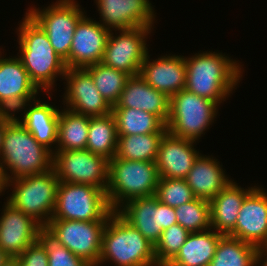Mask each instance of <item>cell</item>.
<instances>
[{
  "label": "cell",
  "mask_w": 267,
  "mask_h": 266,
  "mask_svg": "<svg viewBox=\"0 0 267 266\" xmlns=\"http://www.w3.org/2000/svg\"><path fill=\"white\" fill-rule=\"evenodd\" d=\"M229 56L219 51L208 50L194 53L190 57L184 56L185 89L200 97L210 99L220 106L233 95L245 70L240 60L236 61Z\"/></svg>",
  "instance_id": "cell-1"
},
{
  "label": "cell",
  "mask_w": 267,
  "mask_h": 266,
  "mask_svg": "<svg viewBox=\"0 0 267 266\" xmlns=\"http://www.w3.org/2000/svg\"><path fill=\"white\" fill-rule=\"evenodd\" d=\"M16 28L19 53L29 78L40 92L51 94L58 78L63 80L66 73L64 60L55 52L47 34L26 12ZM51 93V94H50Z\"/></svg>",
  "instance_id": "cell-2"
},
{
  "label": "cell",
  "mask_w": 267,
  "mask_h": 266,
  "mask_svg": "<svg viewBox=\"0 0 267 266\" xmlns=\"http://www.w3.org/2000/svg\"><path fill=\"white\" fill-rule=\"evenodd\" d=\"M53 153L38 143L15 117L4 131L0 172L4 183L52 169Z\"/></svg>",
  "instance_id": "cell-3"
},
{
  "label": "cell",
  "mask_w": 267,
  "mask_h": 266,
  "mask_svg": "<svg viewBox=\"0 0 267 266\" xmlns=\"http://www.w3.org/2000/svg\"><path fill=\"white\" fill-rule=\"evenodd\" d=\"M107 262L114 266H159L154 245L117 211L111 212L102 235L98 266Z\"/></svg>",
  "instance_id": "cell-4"
},
{
  "label": "cell",
  "mask_w": 267,
  "mask_h": 266,
  "mask_svg": "<svg viewBox=\"0 0 267 266\" xmlns=\"http://www.w3.org/2000/svg\"><path fill=\"white\" fill-rule=\"evenodd\" d=\"M159 181L155 161L109 160L106 196L112 211L134 198L155 196Z\"/></svg>",
  "instance_id": "cell-5"
},
{
  "label": "cell",
  "mask_w": 267,
  "mask_h": 266,
  "mask_svg": "<svg viewBox=\"0 0 267 266\" xmlns=\"http://www.w3.org/2000/svg\"><path fill=\"white\" fill-rule=\"evenodd\" d=\"M59 182L53 168L6 181L5 192L12 187L6 201L42 226L47 225L55 210Z\"/></svg>",
  "instance_id": "cell-6"
},
{
  "label": "cell",
  "mask_w": 267,
  "mask_h": 266,
  "mask_svg": "<svg viewBox=\"0 0 267 266\" xmlns=\"http://www.w3.org/2000/svg\"><path fill=\"white\" fill-rule=\"evenodd\" d=\"M220 107L210 99L181 90L170 98L167 131L173 136L198 142L215 122Z\"/></svg>",
  "instance_id": "cell-7"
},
{
  "label": "cell",
  "mask_w": 267,
  "mask_h": 266,
  "mask_svg": "<svg viewBox=\"0 0 267 266\" xmlns=\"http://www.w3.org/2000/svg\"><path fill=\"white\" fill-rule=\"evenodd\" d=\"M111 212L104 190L88 184L59 182L51 219L107 221Z\"/></svg>",
  "instance_id": "cell-8"
},
{
  "label": "cell",
  "mask_w": 267,
  "mask_h": 266,
  "mask_svg": "<svg viewBox=\"0 0 267 266\" xmlns=\"http://www.w3.org/2000/svg\"><path fill=\"white\" fill-rule=\"evenodd\" d=\"M29 7L26 12L45 31L55 52L65 61L69 57L76 24L86 11L76 0H57L44 8Z\"/></svg>",
  "instance_id": "cell-9"
},
{
  "label": "cell",
  "mask_w": 267,
  "mask_h": 266,
  "mask_svg": "<svg viewBox=\"0 0 267 266\" xmlns=\"http://www.w3.org/2000/svg\"><path fill=\"white\" fill-rule=\"evenodd\" d=\"M153 30L152 27L111 30L101 63L129 76L139 75L141 65L150 51L147 40Z\"/></svg>",
  "instance_id": "cell-10"
},
{
  "label": "cell",
  "mask_w": 267,
  "mask_h": 266,
  "mask_svg": "<svg viewBox=\"0 0 267 266\" xmlns=\"http://www.w3.org/2000/svg\"><path fill=\"white\" fill-rule=\"evenodd\" d=\"M52 168L60 182L88 184L107 190L109 160L89 150L55 151Z\"/></svg>",
  "instance_id": "cell-11"
},
{
  "label": "cell",
  "mask_w": 267,
  "mask_h": 266,
  "mask_svg": "<svg viewBox=\"0 0 267 266\" xmlns=\"http://www.w3.org/2000/svg\"><path fill=\"white\" fill-rule=\"evenodd\" d=\"M106 223L107 221L51 219L47 226L74 255L91 266H98Z\"/></svg>",
  "instance_id": "cell-12"
},
{
  "label": "cell",
  "mask_w": 267,
  "mask_h": 266,
  "mask_svg": "<svg viewBox=\"0 0 267 266\" xmlns=\"http://www.w3.org/2000/svg\"><path fill=\"white\" fill-rule=\"evenodd\" d=\"M117 212L154 246L162 231L177 223L175 208L161 203L155 196L129 200Z\"/></svg>",
  "instance_id": "cell-13"
},
{
  "label": "cell",
  "mask_w": 267,
  "mask_h": 266,
  "mask_svg": "<svg viewBox=\"0 0 267 266\" xmlns=\"http://www.w3.org/2000/svg\"><path fill=\"white\" fill-rule=\"evenodd\" d=\"M63 81L66 84L62 95L64 108L90 117L106 116L112 112V106L97 90L85 68H67Z\"/></svg>",
  "instance_id": "cell-14"
},
{
  "label": "cell",
  "mask_w": 267,
  "mask_h": 266,
  "mask_svg": "<svg viewBox=\"0 0 267 266\" xmlns=\"http://www.w3.org/2000/svg\"><path fill=\"white\" fill-rule=\"evenodd\" d=\"M1 50V48H0ZM0 51V112L16 114L26 102L41 93L32 83L18 56L4 57Z\"/></svg>",
  "instance_id": "cell-15"
},
{
  "label": "cell",
  "mask_w": 267,
  "mask_h": 266,
  "mask_svg": "<svg viewBox=\"0 0 267 266\" xmlns=\"http://www.w3.org/2000/svg\"><path fill=\"white\" fill-rule=\"evenodd\" d=\"M111 30L87 13L76 24L69 57L64 61L67 68H85L101 63Z\"/></svg>",
  "instance_id": "cell-16"
},
{
  "label": "cell",
  "mask_w": 267,
  "mask_h": 266,
  "mask_svg": "<svg viewBox=\"0 0 267 266\" xmlns=\"http://www.w3.org/2000/svg\"><path fill=\"white\" fill-rule=\"evenodd\" d=\"M101 20L109 30L152 27L156 12L149 0H94Z\"/></svg>",
  "instance_id": "cell-17"
},
{
  "label": "cell",
  "mask_w": 267,
  "mask_h": 266,
  "mask_svg": "<svg viewBox=\"0 0 267 266\" xmlns=\"http://www.w3.org/2000/svg\"><path fill=\"white\" fill-rule=\"evenodd\" d=\"M256 186L244 199L231 237L256 247L267 244V191Z\"/></svg>",
  "instance_id": "cell-18"
},
{
  "label": "cell",
  "mask_w": 267,
  "mask_h": 266,
  "mask_svg": "<svg viewBox=\"0 0 267 266\" xmlns=\"http://www.w3.org/2000/svg\"><path fill=\"white\" fill-rule=\"evenodd\" d=\"M3 203L0 210V248L10 257H18L28 246L37 242L38 230L42 225L9 202Z\"/></svg>",
  "instance_id": "cell-19"
},
{
  "label": "cell",
  "mask_w": 267,
  "mask_h": 266,
  "mask_svg": "<svg viewBox=\"0 0 267 266\" xmlns=\"http://www.w3.org/2000/svg\"><path fill=\"white\" fill-rule=\"evenodd\" d=\"M149 52L143 61L139 75L153 88L172 97L185 89L186 63L183 55H161L150 59Z\"/></svg>",
  "instance_id": "cell-20"
},
{
  "label": "cell",
  "mask_w": 267,
  "mask_h": 266,
  "mask_svg": "<svg viewBox=\"0 0 267 266\" xmlns=\"http://www.w3.org/2000/svg\"><path fill=\"white\" fill-rule=\"evenodd\" d=\"M195 141L176 137L168 131L163 135L156 158L159 177L185 179L201 152Z\"/></svg>",
  "instance_id": "cell-21"
},
{
  "label": "cell",
  "mask_w": 267,
  "mask_h": 266,
  "mask_svg": "<svg viewBox=\"0 0 267 266\" xmlns=\"http://www.w3.org/2000/svg\"><path fill=\"white\" fill-rule=\"evenodd\" d=\"M16 112L17 114L20 112L22 116L17 117L15 114V117L38 143L54 153L57 145L59 107L40 101V97H37L23 104Z\"/></svg>",
  "instance_id": "cell-22"
},
{
  "label": "cell",
  "mask_w": 267,
  "mask_h": 266,
  "mask_svg": "<svg viewBox=\"0 0 267 266\" xmlns=\"http://www.w3.org/2000/svg\"><path fill=\"white\" fill-rule=\"evenodd\" d=\"M112 108H134L157 115L165 124L170 113V97L151 87L140 75L130 76Z\"/></svg>",
  "instance_id": "cell-23"
},
{
  "label": "cell",
  "mask_w": 267,
  "mask_h": 266,
  "mask_svg": "<svg viewBox=\"0 0 267 266\" xmlns=\"http://www.w3.org/2000/svg\"><path fill=\"white\" fill-rule=\"evenodd\" d=\"M231 180L210 203L211 228L223 235H228L236 225L237 216L245 197L257 186L243 188Z\"/></svg>",
  "instance_id": "cell-24"
},
{
  "label": "cell",
  "mask_w": 267,
  "mask_h": 266,
  "mask_svg": "<svg viewBox=\"0 0 267 266\" xmlns=\"http://www.w3.org/2000/svg\"><path fill=\"white\" fill-rule=\"evenodd\" d=\"M222 166L212 155H199L185 177L196 198L210 201L232 180Z\"/></svg>",
  "instance_id": "cell-25"
},
{
  "label": "cell",
  "mask_w": 267,
  "mask_h": 266,
  "mask_svg": "<svg viewBox=\"0 0 267 266\" xmlns=\"http://www.w3.org/2000/svg\"><path fill=\"white\" fill-rule=\"evenodd\" d=\"M222 236L212 228L190 233L177 255L166 266H209Z\"/></svg>",
  "instance_id": "cell-26"
},
{
  "label": "cell",
  "mask_w": 267,
  "mask_h": 266,
  "mask_svg": "<svg viewBox=\"0 0 267 266\" xmlns=\"http://www.w3.org/2000/svg\"><path fill=\"white\" fill-rule=\"evenodd\" d=\"M90 116L63 107L59 112L56 151L85 150Z\"/></svg>",
  "instance_id": "cell-27"
},
{
  "label": "cell",
  "mask_w": 267,
  "mask_h": 266,
  "mask_svg": "<svg viewBox=\"0 0 267 266\" xmlns=\"http://www.w3.org/2000/svg\"><path fill=\"white\" fill-rule=\"evenodd\" d=\"M117 135L166 133V124L155 114L134 108H112Z\"/></svg>",
  "instance_id": "cell-28"
},
{
  "label": "cell",
  "mask_w": 267,
  "mask_h": 266,
  "mask_svg": "<svg viewBox=\"0 0 267 266\" xmlns=\"http://www.w3.org/2000/svg\"><path fill=\"white\" fill-rule=\"evenodd\" d=\"M117 141L116 121L112 113L90 117L86 150L111 160L117 151Z\"/></svg>",
  "instance_id": "cell-29"
},
{
  "label": "cell",
  "mask_w": 267,
  "mask_h": 266,
  "mask_svg": "<svg viewBox=\"0 0 267 266\" xmlns=\"http://www.w3.org/2000/svg\"><path fill=\"white\" fill-rule=\"evenodd\" d=\"M165 133L118 135L114 158L156 161L159 144Z\"/></svg>",
  "instance_id": "cell-30"
},
{
  "label": "cell",
  "mask_w": 267,
  "mask_h": 266,
  "mask_svg": "<svg viewBox=\"0 0 267 266\" xmlns=\"http://www.w3.org/2000/svg\"><path fill=\"white\" fill-rule=\"evenodd\" d=\"M256 252V246L229 235H223L209 266H256Z\"/></svg>",
  "instance_id": "cell-31"
},
{
  "label": "cell",
  "mask_w": 267,
  "mask_h": 266,
  "mask_svg": "<svg viewBox=\"0 0 267 266\" xmlns=\"http://www.w3.org/2000/svg\"><path fill=\"white\" fill-rule=\"evenodd\" d=\"M91 74L94 84L100 94L113 107L120 98L127 79L130 77L125 72L96 63L85 67Z\"/></svg>",
  "instance_id": "cell-32"
},
{
  "label": "cell",
  "mask_w": 267,
  "mask_h": 266,
  "mask_svg": "<svg viewBox=\"0 0 267 266\" xmlns=\"http://www.w3.org/2000/svg\"><path fill=\"white\" fill-rule=\"evenodd\" d=\"M37 241L48 255L49 266H91L63 246L47 225L39 228Z\"/></svg>",
  "instance_id": "cell-33"
},
{
  "label": "cell",
  "mask_w": 267,
  "mask_h": 266,
  "mask_svg": "<svg viewBox=\"0 0 267 266\" xmlns=\"http://www.w3.org/2000/svg\"><path fill=\"white\" fill-rule=\"evenodd\" d=\"M177 223L190 233L201 232L211 228L210 203L195 198L175 208Z\"/></svg>",
  "instance_id": "cell-34"
},
{
  "label": "cell",
  "mask_w": 267,
  "mask_h": 266,
  "mask_svg": "<svg viewBox=\"0 0 267 266\" xmlns=\"http://www.w3.org/2000/svg\"><path fill=\"white\" fill-rule=\"evenodd\" d=\"M190 232L175 223L162 231L160 240L154 246V254L159 266H166L179 252Z\"/></svg>",
  "instance_id": "cell-35"
},
{
  "label": "cell",
  "mask_w": 267,
  "mask_h": 266,
  "mask_svg": "<svg viewBox=\"0 0 267 266\" xmlns=\"http://www.w3.org/2000/svg\"><path fill=\"white\" fill-rule=\"evenodd\" d=\"M155 197L161 203L173 208L196 198L185 179H166L163 177H159Z\"/></svg>",
  "instance_id": "cell-36"
},
{
  "label": "cell",
  "mask_w": 267,
  "mask_h": 266,
  "mask_svg": "<svg viewBox=\"0 0 267 266\" xmlns=\"http://www.w3.org/2000/svg\"><path fill=\"white\" fill-rule=\"evenodd\" d=\"M20 266H49L48 255L37 241L18 256Z\"/></svg>",
  "instance_id": "cell-37"
},
{
  "label": "cell",
  "mask_w": 267,
  "mask_h": 266,
  "mask_svg": "<svg viewBox=\"0 0 267 266\" xmlns=\"http://www.w3.org/2000/svg\"><path fill=\"white\" fill-rule=\"evenodd\" d=\"M15 118V114L9 112H0V152L3 145L4 131L6 126Z\"/></svg>",
  "instance_id": "cell-38"
},
{
  "label": "cell",
  "mask_w": 267,
  "mask_h": 266,
  "mask_svg": "<svg viewBox=\"0 0 267 266\" xmlns=\"http://www.w3.org/2000/svg\"><path fill=\"white\" fill-rule=\"evenodd\" d=\"M256 266H267V245L257 247Z\"/></svg>",
  "instance_id": "cell-39"
},
{
  "label": "cell",
  "mask_w": 267,
  "mask_h": 266,
  "mask_svg": "<svg viewBox=\"0 0 267 266\" xmlns=\"http://www.w3.org/2000/svg\"><path fill=\"white\" fill-rule=\"evenodd\" d=\"M2 266H20V262L18 257H10L3 263Z\"/></svg>",
  "instance_id": "cell-40"
},
{
  "label": "cell",
  "mask_w": 267,
  "mask_h": 266,
  "mask_svg": "<svg viewBox=\"0 0 267 266\" xmlns=\"http://www.w3.org/2000/svg\"><path fill=\"white\" fill-rule=\"evenodd\" d=\"M8 258H10V256L0 248V266H2Z\"/></svg>",
  "instance_id": "cell-41"
},
{
  "label": "cell",
  "mask_w": 267,
  "mask_h": 266,
  "mask_svg": "<svg viewBox=\"0 0 267 266\" xmlns=\"http://www.w3.org/2000/svg\"><path fill=\"white\" fill-rule=\"evenodd\" d=\"M5 194V183L0 172V196Z\"/></svg>",
  "instance_id": "cell-42"
}]
</instances>
